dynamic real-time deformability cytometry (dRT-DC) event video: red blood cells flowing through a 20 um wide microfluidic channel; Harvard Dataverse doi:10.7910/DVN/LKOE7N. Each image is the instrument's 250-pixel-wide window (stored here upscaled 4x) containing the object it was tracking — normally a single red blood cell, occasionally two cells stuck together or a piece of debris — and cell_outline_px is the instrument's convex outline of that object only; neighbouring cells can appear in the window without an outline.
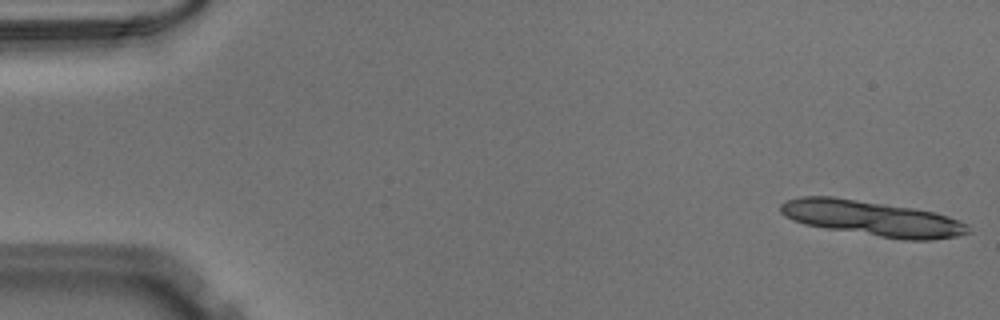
{"species": "Egyptian fruit bat (a non-hibernating species)", "species_latin": "Rousettus aegyptiacus", "temperature_condition": "warm", "stored_images_in_passage": 12, "camera_frame_rate_fps": 3000, "um_per_image_px": 0.085, "animal": {"sex": "male"}, "frame": {"image": 1, "passage_image": 1, "time_ms": 0.0, "image_size_px": [1000, 320], "cell_outline_px": [[972, 232], [956, 236], [932, 240], [904, 240], [824, 228], [804, 224], [792, 220], [784, 216], [780, 212], [780, 204], [788, 200], [800, 196], [832, 196], [916, 208], [948, 216], [960, 220], [968, 224]], "centroid_in_image_um": [74.14, 18.56], "position_along_channel_um": 10.9, "area_um2": 38.73}}